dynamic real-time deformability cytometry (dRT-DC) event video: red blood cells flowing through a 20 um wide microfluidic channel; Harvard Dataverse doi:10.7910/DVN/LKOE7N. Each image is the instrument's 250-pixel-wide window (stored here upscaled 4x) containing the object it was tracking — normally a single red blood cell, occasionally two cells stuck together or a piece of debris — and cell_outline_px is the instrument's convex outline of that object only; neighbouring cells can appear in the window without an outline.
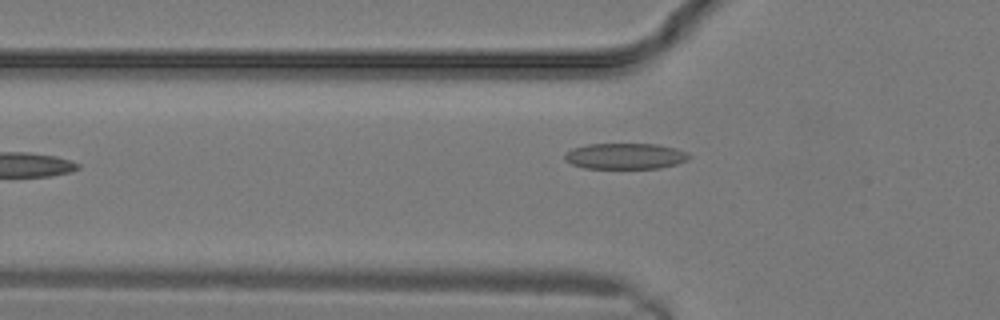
{"species": "common noctule bat (a hibernating species)", "species_latin": "Nyctalus noctula", "temperature_condition": "warm", "stored_images_in_passage": 10, "camera_frame_rate_fps": 3000, "um_per_image_px": 0.085, "animal": {"sex": "male", "body_mass_g": 19.2, "forearm_length_mm": 51.8}, "frame": {"image": 1, "passage_image": 10, "time_ms": 3.0, "image_size_px": [1000, 320], "cell_outline_px": [[692, 156], [688, 160], [676, 164], [660, 168], [584, 168], [572, 164], [564, 160], [564, 156], [572, 148], [588, 144], [656, 144], [676, 148], [688, 152]], "centroid_in_image_um": [53.18, 13.27], "position_along_channel_um": 72.6, "area_um2": 18.84}}